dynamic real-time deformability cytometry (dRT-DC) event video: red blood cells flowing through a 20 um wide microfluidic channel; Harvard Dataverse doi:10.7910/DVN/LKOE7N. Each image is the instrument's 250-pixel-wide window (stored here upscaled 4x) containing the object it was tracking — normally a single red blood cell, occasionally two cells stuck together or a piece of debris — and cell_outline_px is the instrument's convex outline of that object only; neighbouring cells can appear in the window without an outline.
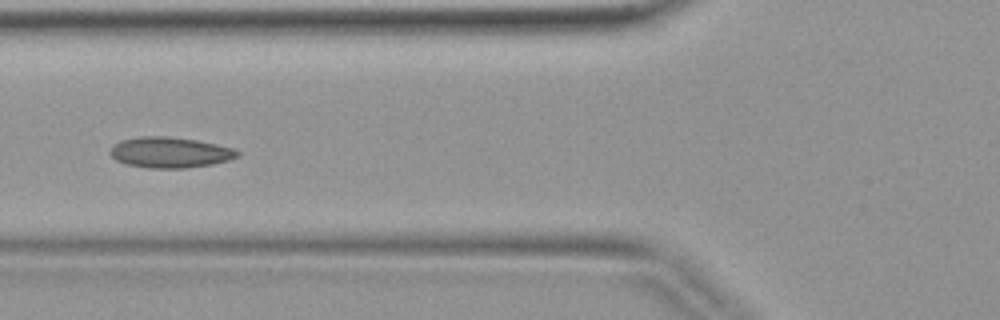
{"species": "common noctule bat (a hibernating species)", "species_latin": "Nyctalus noctula", "temperature_condition": "warm", "stored_images_in_passage": 5, "camera_frame_rate_fps": 3000, "um_per_image_px": 0.085, "animal": {"sex": "female", "body_mass_g": 19.9}, "frame": {"image": 1, "passage_image": 5, "time_ms": 1.333, "image_size_px": [1000, 320], "cell_outline_px": [[240, 156], [228, 160], [212, 164], [184, 168], [148, 168], [128, 164], [116, 160], [108, 152], [112, 144], [120, 140], [140, 136], [168, 136], [196, 140], [216, 144], [232, 148], [240, 152]], "centroid_in_image_um": [14.41, 12.95], "position_along_channel_um": 111.4, "area_um2": 22.83}}